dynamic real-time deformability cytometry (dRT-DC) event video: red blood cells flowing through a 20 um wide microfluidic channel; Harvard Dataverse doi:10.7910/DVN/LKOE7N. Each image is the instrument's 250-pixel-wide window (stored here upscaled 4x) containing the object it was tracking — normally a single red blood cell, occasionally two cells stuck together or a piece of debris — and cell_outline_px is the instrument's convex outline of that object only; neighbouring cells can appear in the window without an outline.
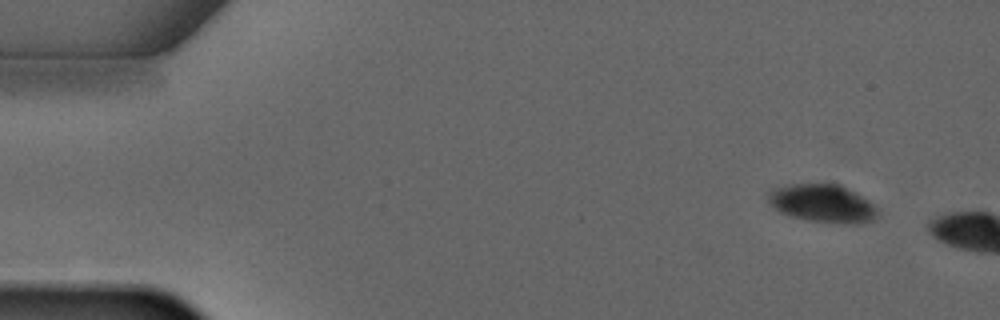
{"species": "common noctule bat (a hibernating species)", "species_latin": "Nyctalus noctula", "temperature_condition": "warm", "stored_images_in_passage": 2, "camera_frame_rate_fps": 3000, "um_per_image_px": 0.085, "animal": {"sex": "male", "forearm_length_mm": 52.5}, "frame": {"image": 1, "passage_image": 1, "time_ms": 0.0, "image_size_px": [1000, 320], "cell_outline_px": [[876, 216], [872, 220], [856, 224], [852, 224], [808, 220], [792, 216], [780, 212], [768, 200], [768, 192], [776, 188], [788, 184], [840, 184], [868, 200], [876, 208]], "centroid_in_image_um": [69.91, 17.28], "position_along_channel_um": 15.1, "area_um2": 23.76}}